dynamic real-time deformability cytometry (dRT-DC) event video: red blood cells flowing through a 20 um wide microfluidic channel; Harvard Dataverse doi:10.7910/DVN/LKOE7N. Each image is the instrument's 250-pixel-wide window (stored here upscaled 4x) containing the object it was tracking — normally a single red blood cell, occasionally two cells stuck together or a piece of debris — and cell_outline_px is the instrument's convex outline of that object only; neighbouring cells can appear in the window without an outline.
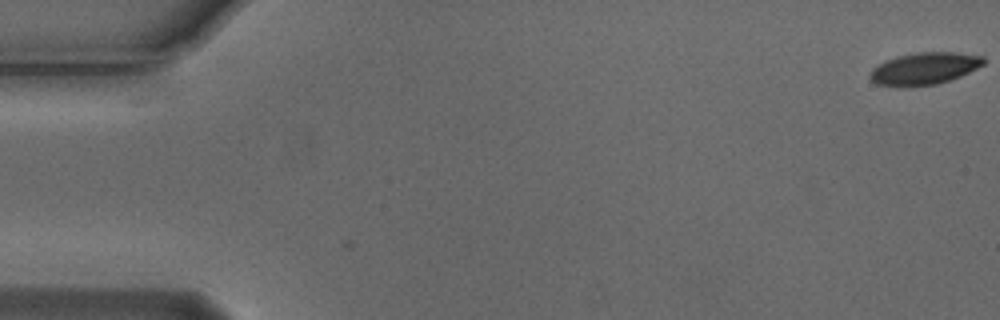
{"species": "Egyptian fruit bat (a non-hibernating species)", "species_latin": "Rousettus aegyptiacus", "temperature_condition": "cold", "stored_images_in_passage": 9, "camera_frame_rate_fps": 3000, "um_per_image_px": 0.085, "animal": {"sex": "male"}, "frame": {"image": 1, "passage_image": 1, "time_ms": 0.0, "image_size_px": [1000, 320], "cell_outline_px": [[984, 64], [960, 76], [936, 84], [900, 88], [896, 88], [876, 84], [868, 76], [872, 68], [896, 56], [916, 52], [956, 52], [984, 56]], "centroid_in_image_um": [78.53, 5.84], "position_along_channel_um": 6.5, "area_um2": 21.39}}